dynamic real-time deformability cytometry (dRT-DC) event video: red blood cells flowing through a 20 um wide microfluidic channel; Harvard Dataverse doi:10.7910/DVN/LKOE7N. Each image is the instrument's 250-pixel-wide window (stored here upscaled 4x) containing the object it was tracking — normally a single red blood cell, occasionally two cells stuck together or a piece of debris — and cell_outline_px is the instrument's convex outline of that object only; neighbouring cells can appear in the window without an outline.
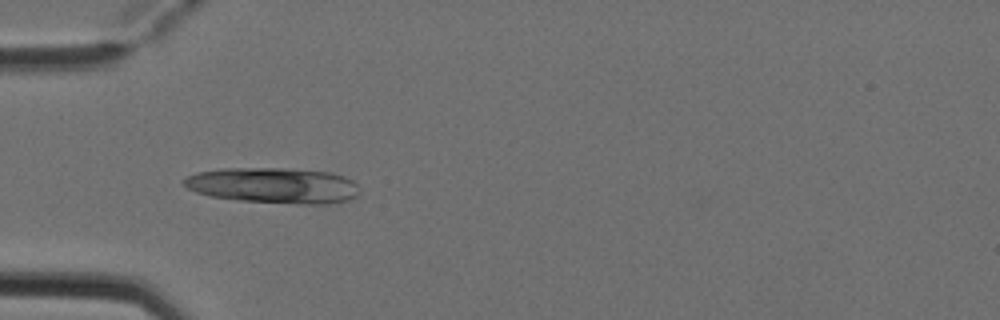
{"species": "Egyptian fruit bat (a non-hibernating species)", "species_latin": "Rousettus aegyptiacus", "temperature_condition": "cold", "stored_images_in_passage": 5, "camera_frame_rate_fps": 3000, "um_per_image_px": 0.085, "animal": {"sex": "female"}, "frame": {"image": 1, "passage_image": 4, "time_ms": 1.0, "image_size_px": [1000, 320], "cell_outline_px": [[360, 192], [356, 196], [348, 200], [328, 204], [300, 204], [236, 200], [212, 196], [196, 192], [188, 188], [180, 180], [196, 172], [224, 168], [284, 168], [332, 172], [344, 176], [352, 180], [360, 188]], "centroid_in_image_um": [23.27, 15.76], "position_along_channel_um": 61.7, "area_um2": 36.76}}